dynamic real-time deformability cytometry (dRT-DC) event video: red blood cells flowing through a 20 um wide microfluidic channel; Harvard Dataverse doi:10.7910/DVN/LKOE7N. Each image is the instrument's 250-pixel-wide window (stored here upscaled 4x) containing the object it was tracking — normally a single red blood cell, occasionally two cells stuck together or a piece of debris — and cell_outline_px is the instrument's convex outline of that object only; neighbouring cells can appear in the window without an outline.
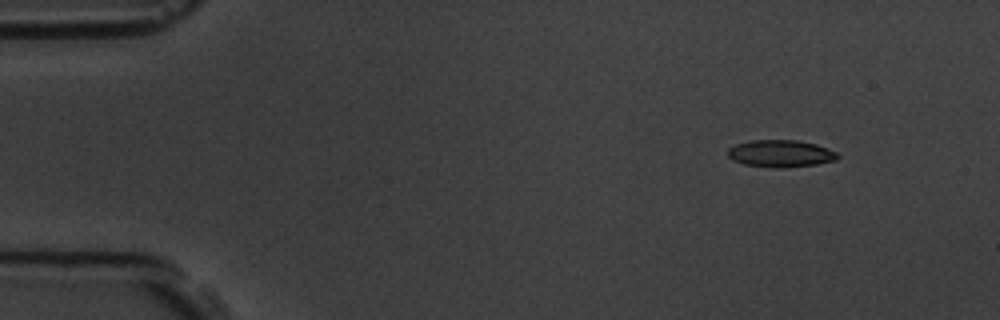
{"species": "common noctule bat (a hibernating species)", "species_latin": "Nyctalus noctula", "temperature_condition": "room temperature", "stored_images_in_passage": 4, "camera_frame_rate_fps": 3000, "um_per_image_px": 0.085, "animal": {"sex": "male", "body_mass_g": 19.5, "forearm_length_mm": 54.6}, "frame": {"image": 1, "passage_image": 1, "time_ms": 0.0, "image_size_px": [1000, 320], "cell_outline_px": [[840, 156], [836, 160], [816, 164], [784, 168], [780, 168], [744, 164], [732, 160], [728, 156], [728, 148], [736, 144], [752, 140], [796, 140], [816, 144], [836, 152]], "centroid_in_image_um": [66.34, 13.05], "position_along_channel_um": 18.7, "area_um2": 17.28}}
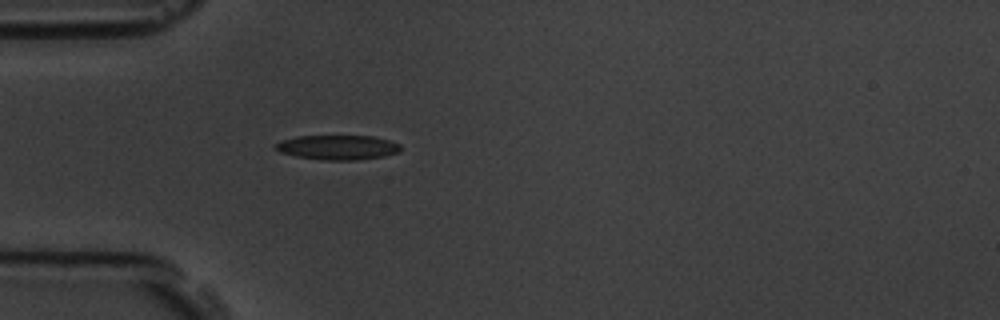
{"frame": {"image": 2, "passage_image": 4, "time_ms": 3.333, "image_size_px": [1000, 320], "cell_outline_px": [[400, 152], [384, 156], [356, 160], [320, 160], [296, 156], [280, 152], [276, 148], [276, 144], [280, 140], [300, 136], [372, 136], [388, 140], [400, 144]], "centroid_in_image_um": [28.72, 12.53], "position_along_channel_um": 56.3, "area_um2": 17.86}}